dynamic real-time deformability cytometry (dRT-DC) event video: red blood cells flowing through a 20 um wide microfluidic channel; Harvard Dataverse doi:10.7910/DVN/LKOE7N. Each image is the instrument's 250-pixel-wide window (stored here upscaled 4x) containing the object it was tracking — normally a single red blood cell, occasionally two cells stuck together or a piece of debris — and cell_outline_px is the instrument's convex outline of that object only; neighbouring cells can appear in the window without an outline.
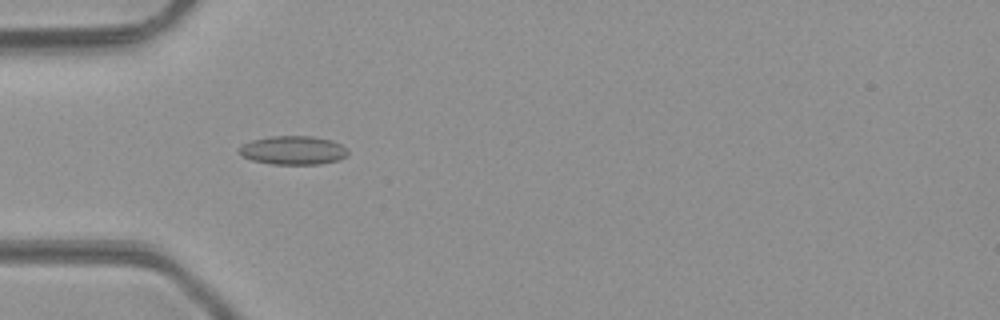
{"species": "common noctule bat (a hibernating species)", "species_latin": "Nyctalus noctula", "temperature_condition": "room temperature", "stored_images_in_passage": 48, "camera_frame_rate_fps": 3000, "um_per_image_px": 0.085, "animal": {"sex": "male", "body_mass_g": 23.1, "forearm_length_mm": 52.7}, "frame": {"image": 1, "passage_image": 15, "time_ms": 4.667, "image_size_px": [1000, 320], "cell_outline_px": [[348, 156], [336, 160], [320, 164], [272, 164], [252, 160], [240, 156], [236, 152], [240, 144], [252, 140], [268, 136], [312, 136], [332, 140], [340, 144], [348, 152]], "centroid_in_image_um": [24.84, 12.77], "position_along_channel_um": 60.2, "area_um2": 18.38}}
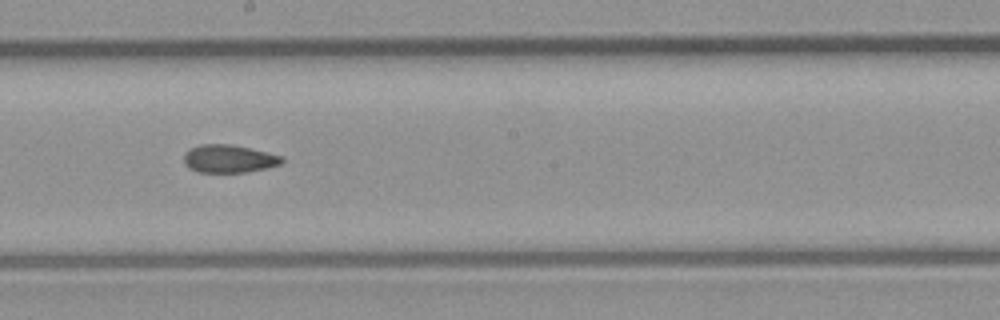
{"frame": {"image": 2, "passage_image": 27, "time_ms": 8.667, "image_size_px": [1000, 320], "cell_outline_px": [[284, 160], [280, 164], [268, 168], [244, 172], [196, 172], [188, 168], [184, 164], [184, 152], [188, 148], [200, 144], [232, 144], [284, 156]], "centroid_in_image_um": [19.42, 13.49], "position_along_channel_um": 228.8, "area_um2": 16.18}}
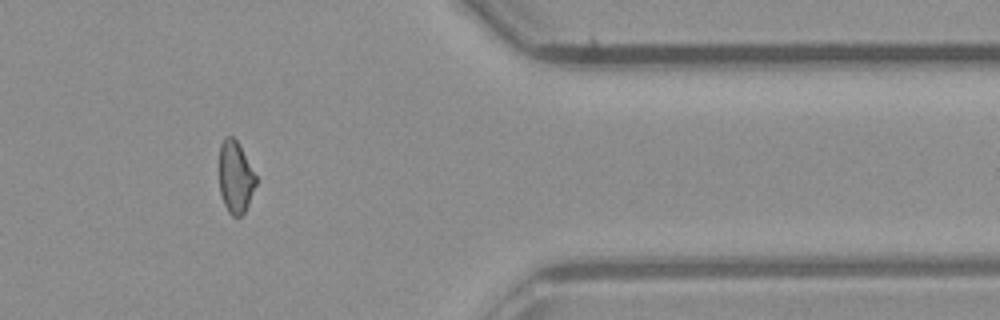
{"frame": {"image": 3, "passage_image": 40, "time_ms": 13.0, "image_size_px": [1000, 320], "cell_outline_px": [[256, 184], [248, 204], [244, 212], [240, 216], [232, 216], [228, 212], [224, 204], [220, 192], [220, 144], [224, 136], [232, 136], [240, 144], [256, 176]], "centroid_in_image_um": [20.01, 15.03], "position_along_channel_um": 391.4, "area_um2": 15.32}, "authors_computed_cell_mechanics": {"area_um2": 16.5597, "velocity_mm_per_s": 4.2665, "shape_relaxation_time_tau1_ms": null, "shape_relaxation_time_tau2_ms": 2.5393, "deformation_change_tau1": null, "deformation_change_tau2": 0.0753}}